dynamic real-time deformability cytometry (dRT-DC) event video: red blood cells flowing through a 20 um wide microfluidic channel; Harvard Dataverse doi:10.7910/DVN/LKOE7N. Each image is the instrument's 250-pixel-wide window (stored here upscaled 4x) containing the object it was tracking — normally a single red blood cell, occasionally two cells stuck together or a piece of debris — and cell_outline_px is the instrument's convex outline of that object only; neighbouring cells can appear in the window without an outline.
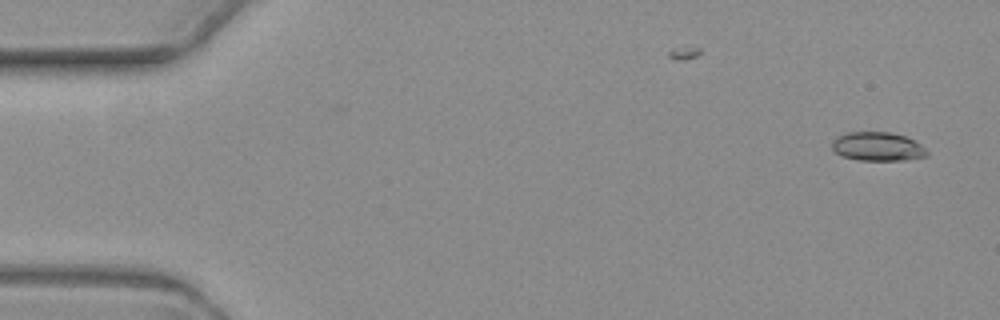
{"species": "common noctule bat (a hibernating species)", "species_latin": "Nyctalus noctula", "temperature_condition": "warm", "stored_images_in_passage": 2, "camera_frame_rate_fps": 3000, "um_per_image_px": 0.085, "animal": {"sex": "female", "body_mass_g": 19.3, "forearm_length_mm": 54.1}, "frame": {"image": 1, "passage_image": 2, "time_ms": 1.333, "image_size_px": [1000, 320], "cell_outline_px": [[928, 156], [908, 160], [860, 160], [840, 156], [832, 148], [832, 140], [836, 136], [848, 132], [888, 132], [904, 136], [920, 144], [928, 152]], "centroid_in_image_um": [74.57, 12.46], "position_along_channel_um": 10.4, "area_um2": 15.95}}